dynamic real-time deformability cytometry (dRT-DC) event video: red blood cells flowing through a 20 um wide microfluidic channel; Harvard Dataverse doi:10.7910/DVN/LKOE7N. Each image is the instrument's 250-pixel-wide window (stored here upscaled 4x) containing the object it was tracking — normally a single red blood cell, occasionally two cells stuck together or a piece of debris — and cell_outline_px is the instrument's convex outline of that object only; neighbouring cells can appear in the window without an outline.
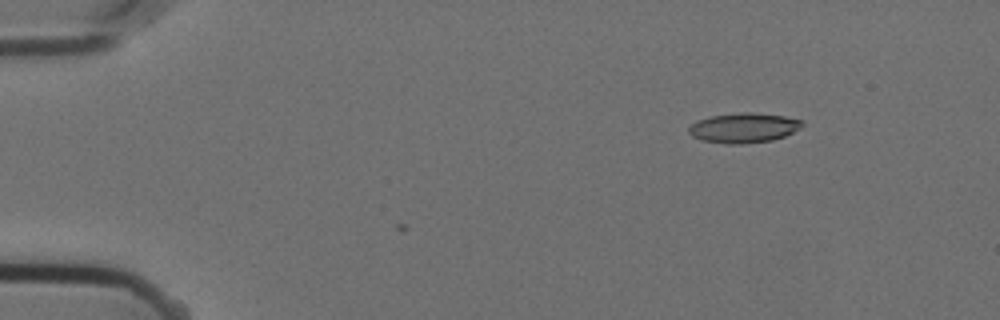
{"species": "Egyptian fruit bat (a non-hibernating species)", "species_latin": "Rousettus aegyptiacus", "temperature_condition": "cold", "stored_images_in_passage": 2, "camera_frame_rate_fps": 3000, "um_per_image_px": 0.085, "animal": {"sex": "female"}, "frame": {"image": 1, "passage_image": 2, "time_ms": 0.333, "image_size_px": [1000, 320], "cell_outline_px": [[804, 124], [800, 128], [784, 136], [772, 140], [744, 144], [728, 144], [700, 140], [692, 136], [688, 132], [688, 128], [696, 120], [712, 116], [744, 112], [752, 112], [784, 116], [804, 120]], "centroid_in_image_um": [63.21, 10.87], "position_along_channel_um": 21.8, "area_um2": 19.77}}